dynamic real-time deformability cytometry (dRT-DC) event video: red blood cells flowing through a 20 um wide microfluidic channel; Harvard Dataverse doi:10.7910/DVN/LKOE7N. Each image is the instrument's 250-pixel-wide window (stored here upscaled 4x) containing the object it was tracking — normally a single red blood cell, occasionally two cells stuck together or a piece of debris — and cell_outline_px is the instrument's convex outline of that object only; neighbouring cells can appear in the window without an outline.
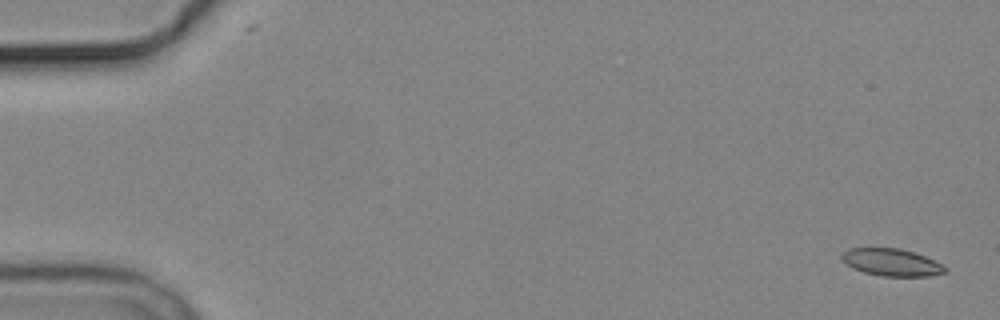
{"species": "common noctule bat (a hibernating species)", "species_latin": "Nyctalus noctula", "temperature_condition": "cold", "stored_images_in_passage": 4, "camera_frame_rate_fps": 3000, "um_per_image_px": 0.085, "animal": {"sex": "male", "body_mass_g": 19.2, "forearm_length_mm": 51.8}, "frame": {"image": 1, "passage_image": 1, "time_ms": 0.0, "image_size_px": [1000, 320], "cell_outline_px": [[948, 272], [932, 276], [884, 276], [864, 272], [852, 268], [840, 260], [840, 256], [848, 248], [900, 248], [924, 256], [948, 268]], "centroid_in_image_um": [75.76, 22.3], "position_along_channel_um": 9.2, "area_um2": 16.42}}
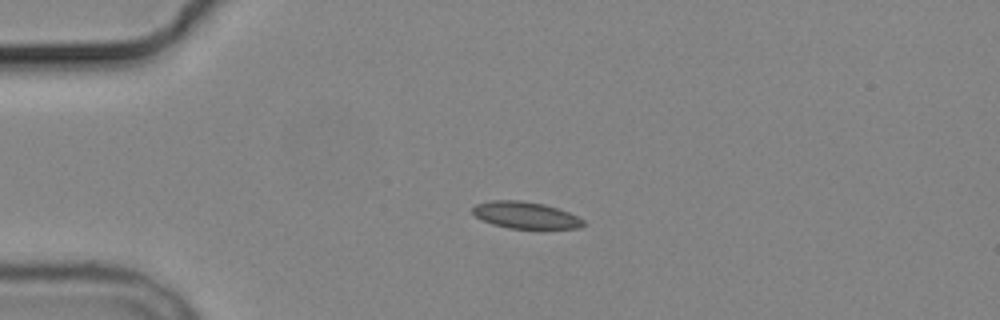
{"frame": {"image": 2, "passage_image": 4, "time_ms": 4.0, "image_size_px": [1000, 320], "cell_outline_px": [[584, 224], [580, 228], [508, 228], [492, 224], [476, 216], [472, 212], [472, 208], [476, 204], [492, 200], [520, 200], [544, 204], [568, 212], [584, 220]], "centroid_in_image_um": [44.65, 18.28], "position_along_channel_um": 40.4, "area_um2": 17.05}}